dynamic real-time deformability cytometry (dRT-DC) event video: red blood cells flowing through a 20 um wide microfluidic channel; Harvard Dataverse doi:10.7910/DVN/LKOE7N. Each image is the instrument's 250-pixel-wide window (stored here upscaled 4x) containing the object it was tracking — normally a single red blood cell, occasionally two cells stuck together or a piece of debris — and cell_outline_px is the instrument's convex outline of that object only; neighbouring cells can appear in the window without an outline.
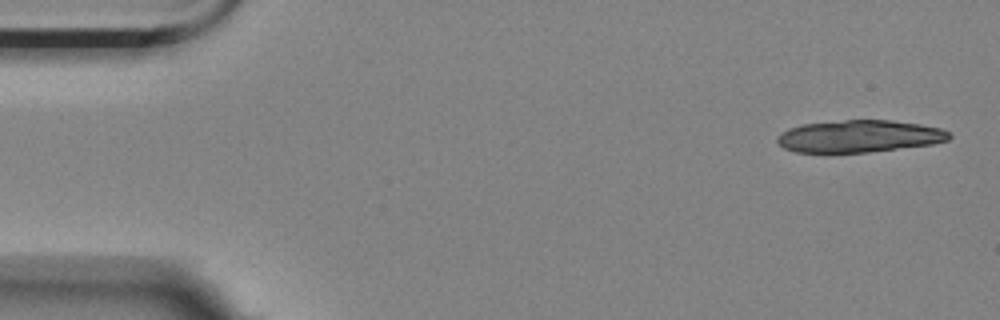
{"species": "Egyptian fruit bat (a non-hibernating species)", "species_latin": "Rousettus aegyptiacus", "temperature_condition": "room temperature", "stored_images_in_passage": 5, "camera_frame_rate_fps": 3000, "um_per_image_px": 0.085, "animal": {"sex": "female"}, "frame": {"image": 1, "passage_image": 1, "time_ms": 0.0, "image_size_px": [1000, 320], "cell_outline_px": [[952, 136], [948, 140], [932, 144], [868, 152], [828, 156], [824, 156], [796, 152], [784, 148], [776, 140], [776, 136], [788, 128], [804, 124], [844, 120], [892, 120], [920, 124], [940, 128], [948, 132]], "centroid_in_image_um": [72.95, 11.62], "position_along_channel_um": 12.1, "area_um2": 33.18}}